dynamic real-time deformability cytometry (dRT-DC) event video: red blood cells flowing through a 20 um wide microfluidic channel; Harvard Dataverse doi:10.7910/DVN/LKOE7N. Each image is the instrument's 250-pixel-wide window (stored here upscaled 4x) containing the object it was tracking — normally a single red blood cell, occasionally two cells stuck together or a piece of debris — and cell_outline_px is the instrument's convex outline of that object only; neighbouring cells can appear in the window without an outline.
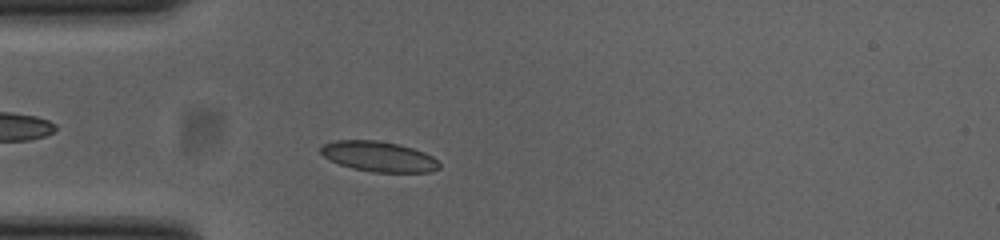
{"species": "common noctule bat (a hibernating species)", "species_latin": "Nyctalus noctula", "temperature_condition": "cold", "stored_images_in_passage": 45, "camera_frame_rate_fps": 3000, "um_per_image_px": 0.085, "animal": {"sex": "female", "body_mass_g": 23.0, "forearm_length_mm": 53.4}, "frame": {"image": 1, "passage_image": 7, "time_ms": 2.0, "image_size_px": [1000, 240], "cell_outline_px": [[440, 168], [432, 172], [372, 172], [352, 168], [340, 164], [324, 156], [320, 152], [320, 148], [324, 144], [336, 140], [376, 140], [396, 144], [412, 148], [424, 152], [432, 156], [440, 164]], "centroid_in_image_um": [32.21, 13.31], "position_along_channel_um": 52.8, "area_um2": 20.75}}
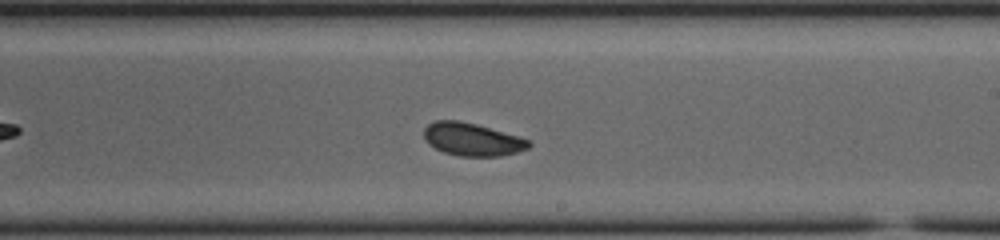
{"frame": {"image": 2, "passage_image": 23, "time_ms": 7.333, "image_size_px": [1000, 240], "cell_outline_px": [[532, 144], [528, 148], [516, 152], [500, 156], [460, 156], [444, 152], [428, 144], [424, 136], [424, 128], [428, 124], [436, 120], [460, 120], [476, 124], [520, 136], [532, 140]], "centroid_in_image_um": [40.16, 11.84], "position_along_channel_um": 248.8, "area_um2": 20.17}}
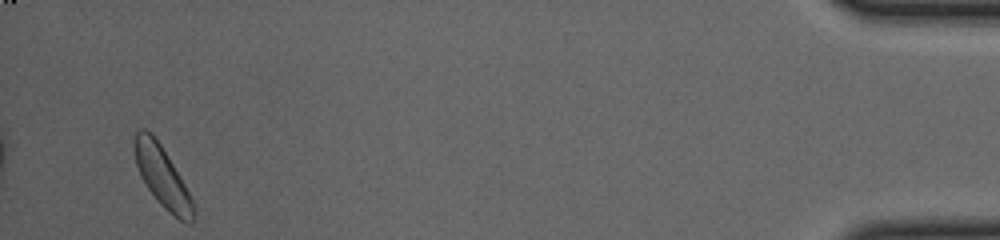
{"frame": {"image": 3, "passage_image": 43, "time_ms": 14.0, "image_size_px": [1000, 240], "cell_outline_px": [[192, 220], [188, 224], [180, 220], [168, 212], [156, 200], [140, 176], [136, 164], [136, 132], [140, 128], [144, 128], [152, 132], [160, 144], [180, 176], [192, 200]], "centroid_in_image_um": [13.77, 15.01], "position_along_channel_um": 421.4, "area_um2": 20.11}, "authors_computed_cell_mechanics": {"area_um2": 20.4034, "velocity_mm_per_s": 3.8254, "shape_relaxation_time_tau1_ms": 3.6114, "shape_relaxation_time_tau2_ms": 8.7358, "deformation_change_tau1": 0.1073, "deformation_change_tau2": 0.1001}}